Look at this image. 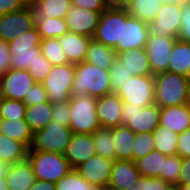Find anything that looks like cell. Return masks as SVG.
I'll return each instance as SVG.
<instances>
[{
    "label": "cell",
    "instance_id": "cell-1",
    "mask_svg": "<svg viewBox=\"0 0 190 190\" xmlns=\"http://www.w3.org/2000/svg\"><path fill=\"white\" fill-rule=\"evenodd\" d=\"M108 93H111L109 70L98 68L85 60L74 64L71 97L89 95L97 98Z\"/></svg>",
    "mask_w": 190,
    "mask_h": 190
},
{
    "label": "cell",
    "instance_id": "cell-2",
    "mask_svg": "<svg viewBox=\"0 0 190 190\" xmlns=\"http://www.w3.org/2000/svg\"><path fill=\"white\" fill-rule=\"evenodd\" d=\"M188 77L165 71L154 75V103L159 107L188 103Z\"/></svg>",
    "mask_w": 190,
    "mask_h": 190
},
{
    "label": "cell",
    "instance_id": "cell-3",
    "mask_svg": "<svg viewBox=\"0 0 190 190\" xmlns=\"http://www.w3.org/2000/svg\"><path fill=\"white\" fill-rule=\"evenodd\" d=\"M69 128L72 133L92 134L100 127L96 114V98L83 95L68 100Z\"/></svg>",
    "mask_w": 190,
    "mask_h": 190
},
{
    "label": "cell",
    "instance_id": "cell-4",
    "mask_svg": "<svg viewBox=\"0 0 190 190\" xmlns=\"http://www.w3.org/2000/svg\"><path fill=\"white\" fill-rule=\"evenodd\" d=\"M35 179L56 183L70 170L68 161L61 153L28 150L27 157Z\"/></svg>",
    "mask_w": 190,
    "mask_h": 190
},
{
    "label": "cell",
    "instance_id": "cell-5",
    "mask_svg": "<svg viewBox=\"0 0 190 190\" xmlns=\"http://www.w3.org/2000/svg\"><path fill=\"white\" fill-rule=\"evenodd\" d=\"M74 79V64L53 65L41 83L52 103L66 102L71 98V87Z\"/></svg>",
    "mask_w": 190,
    "mask_h": 190
},
{
    "label": "cell",
    "instance_id": "cell-6",
    "mask_svg": "<svg viewBox=\"0 0 190 190\" xmlns=\"http://www.w3.org/2000/svg\"><path fill=\"white\" fill-rule=\"evenodd\" d=\"M160 107L155 103L141 107L132 103H122L121 122L136 133H152L159 125Z\"/></svg>",
    "mask_w": 190,
    "mask_h": 190
},
{
    "label": "cell",
    "instance_id": "cell-7",
    "mask_svg": "<svg viewBox=\"0 0 190 190\" xmlns=\"http://www.w3.org/2000/svg\"><path fill=\"white\" fill-rule=\"evenodd\" d=\"M72 136L69 127L50 121L43 129L35 132L28 150L64 154Z\"/></svg>",
    "mask_w": 190,
    "mask_h": 190
},
{
    "label": "cell",
    "instance_id": "cell-8",
    "mask_svg": "<svg viewBox=\"0 0 190 190\" xmlns=\"http://www.w3.org/2000/svg\"><path fill=\"white\" fill-rule=\"evenodd\" d=\"M123 103L142 108L154 103V76H132L116 92Z\"/></svg>",
    "mask_w": 190,
    "mask_h": 190
},
{
    "label": "cell",
    "instance_id": "cell-9",
    "mask_svg": "<svg viewBox=\"0 0 190 190\" xmlns=\"http://www.w3.org/2000/svg\"><path fill=\"white\" fill-rule=\"evenodd\" d=\"M149 36L148 25L128 15L121 6V44L113 48L116 52H123L135 48H145Z\"/></svg>",
    "mask_w": 190,
    "mask_h": 190
},
{
    "label": "cell",
    "instance_id": "cell-10",
    "mask_svg": "<svg viewBox=\"0 0 190 190\" xmlns=\"http://www.w3.org/2000/svg\"><path fill=\"white\" fill-rule=\"evenodd\" d=\"M93 39L110 48L121 44V6H108L101 12Z\"/></svg>",
    "mask_w": 190,
    "mask_h": 190
},
{
    "label": "cell",
    "instance_id": "cell-11",
    "mask_svg": "<svg viewBox=\"0 0 190 190\" xmlns=\"http://www.w3.org/2000/svg\"><path fill=\"white\" fill-rule=\"evenodd\" d=\"M181 12V6L163 2L156 17L147 24L149 35L177 38L181 28Z\"/></svg>",
    "mask_w": 190,
    "mask_h": 190
},
{
    "label": "cell",
    "instance_id": "cell-12",
    "mask_svg": "<svg viewBox=\"0 0 190 190\" xmlns=\"http://www.w3.org/2000/svg\"><path fill=\"white\" fill-rule=\"evenodd\" d=\"M175 37H158L149 35L145 44V51L153 76L168 71L169 57Z\"/></svg>",
    "mask_w": 190,
    "mask_h": 190
},
{
    "label": "cell",
    "instance_id": "cell-13",
    "mask_svg": "<svg viewBox=\"0 0 190 190\" xmlns=\"http://www.w3.org/2000/svg\"><path fill=\"white\" fill-rule=\"evenodd\" d=\"M35 27L28 7L0 15V39L6 43Z\"/></svg>",
    "mask_w": 190,
    "mask_h": 190
},
{
    "label": "cell",
    "instance_id": "cell-14",
    "mask_svg": "<svg viewBox=\"0 0 190 190\" xmlns=\"http://www.w3.org/2000/svg\"><path fill=\"white\" fill-rule=\"evenodd\" d=\"M34 83L28 70L11 68L1 75L0 94L8 99L23 101Z\"/></svg>",
    "mask_w": 190,
    "mask_h": 190
},
{
    "label": "cell",
    "instance_id": "cell-15",
    "mask_svg": "<svg viewBox=\"0 0 190 190\" xmlns=\"http://www.w3.org/2000/svg\"><path fill=\"white\" fill-rule=\"evenodd\" d=\"M113 160L94 155L75 168L88 183L97 188H107Z\"/></svg>",
    "mask_w": 190,
    "mask_h": 190
},
{
    "label": "cell",
    "instance_id": "cell-16",
    "mask_svg": "<svg viewBox=\"0 0 190 190\" xmlns=\"http://www.w3.org/2000/svg\"><path fill=\"white\" fill-rule=\"evenodd\" d=\"M100 14L97 11L71 5L65 16L68 32L93 38Z\"/></svg>",
    "mask_w": 190,
    "mask_h": 190
},
{
    "label": "cell",
    "instance_id": "cell-17",
    "mask_svg": "<svg viewBox=\"0 0 190 190\" xmlns=\"http://www.w3.org/2000/svg\"><path fill=\"white\" fill-rule=\"evenodd\" d=\"M63 155L71 169H75L81 163L96 155L92 134L72 133Z\"/></svg>",
    "mask_w": 190,
    "mask_h": 190
},
{
    "label": "cell",
    "instance_id": "cell-18",
    "mask_svg": "<svg viewBox=\"0 0 190 190\" xmlns=\"http://www.w3.org/2000/svg\"><path fill=\"white\" fill-rule=\"evenodd\" d=\"M122 103L115 92L96 98V114L100 126L114 128L122 125Z\"/></svg>",
    "mask_w": 190,
    "mask_h": 190
},
{
    "label": "cell",
    "instance_id": "cell-19",
    "mask_svg": "<svg viewBox=\"0 0 190 190\" xmlns=\"http://www.w3.org/2000/svg\"><path fill=\"white\" fill-rule=\"evenodd\" d=\"M140 176L132 160H114L107 189L124 190L135 185Z\"/></svg>",
    "mask_w": 190,
    "mask_h": 190
},
{
    "label": "cell",
    "instance_id": "cell-20",
    "mask_svg": "<svg viewBox=\"0 0 190 190\" xmlns=\"http://www.w3.org/2000/svg\"><path fill=\"white\" fill-rule=\"evenodd\" d=\"M159 125L167 127L176 134L190 128V104L160 107Z\"/></svg>",
    "mask_w": 190,
    "mask_h": 190
},
{
    "label": "cell",
    "instance_id": "cell-21",
    "mask_svg": "<svg viewBox=\"0 0 190 190\" xmlns=\"http://www.w3.org/2000/svg\"><path fill=\"white\" fill-rule=\"evenodd\" d=\"M91 39V37L71 32H66L64 35L58 37V42L66 55L68 63L77 64L85 60Z\"/></svg>",
    "mask_w": 190,
    "mask_h": 190
},
{
    "label": "cell",
    "instance_id": "cell-22",
    "mask_svg": "<svg viewBox=\"0 0 190 190\" xmlns=\"http://www.w3.org/2000/svg\"><path fill=\"white\" fill-rule=\"evenodd\" d=\"M70 6V0H37L28 8L36 25L48 18H65Z\"/></svg>",
    "mask_w": 190,
    "mask_h": 190
},
{
    "label": "cell",
    "instance_id": "cell-23",
    "mask_svg": "<svg viewBox=\"0 0 190 190\" xmlns=\"http://www.w3.org/2000/svg\"><path fill=\"white\" fill-rule=\"evenodd\" d=\"M5 177L8 190H28L36 180L27 158L9 165Z\"/></svg>",
    "mask_w": 190,
    "mask_h": 190
},
{
    "label": "cell",
    "instance_id": "cell-24",
    "mask_svg": "<svg viewBox=\"0 0 190 190\" xmlns=\"http://www.w3.org/2000/svg\"><path fill=\"white\" fill-rule=\"evenodd\" d=\"M116 57L134 76H153L145 48L118 52Z\"/></svg>",
    "mask_w": 190,
    "mask_h": 190
},
{
    "label": "cell",
    "instance_id": "cell-25",
    "mask_svg": "<svg viewBox=\"0 0 190 190\" xmlns=\"http://www.w3.org/2000/svg\"><path fill=\"white\" fill-rule=\"evenodd\" d=\"M168 71L185 77L190 76V44L179 39L173 44Z\"/></svg>",
    "mask_w": 190,
    "mask_h": 190
},
{
    "label": "cell",
    "instance_id": "cell-26",
    "mask_svg": "<svg viewBox=\"0 0 190 190\" xmlns=\"http://www.w3.org/2000/svg\"><path fill=\"white\" fill-rule=\"evenodd\" d=\"M110 129L115 160H131L135 133L124 125Z\"/></svg>",
    "mask_w": 190,
    "mask_h": 190
},
{
    "label": "cell",
    "instance_id": "cell-27",
    "mask_svg": "<svg viewBox=\"0 0 190 190\" xmlns=\"http://www.w3.org/2000/svg\"><path fill=\"white\" fill-rule=\"evenodd\" d=\"M162 4L161 0H128L122 7L129 16L148 24L156 17Z\"/></svg>",
    "mask_w": 190,
    "mask_h": 190
},
{
    "label": "cell",
    "instance_id": "cell-28",
    "mask_svg": "<svg viewBox=\"0 0 190 190\" xmlns=\"http://www.w3.org/2000/svg\"><path fill=\"white\" fill-rule=\"evenodd\" d=\"M116 58L113 48L107 47L93 38L89 42L85 55V61L97 66L98 68L109 70L112 62Z\"/></svg>",
    "mask_w": 190,
    "mask_h": 190
},
{
    "label": "cell",
    "instance_id": "cell-29",
    "mask_svg": "<svg viewBox=\"0 0 190 190\" xmlns=\"http://www.w3.org/2000/svg\"><path fill=\"white\" fill-rule=\"evenodd\" d=\"M51 110L52 104L49 101L26 106L24 120L33 134L51 121Z\"/></svg>",
    "mask_w": 190,
    "mask_h": 190
},
{
    "label": "cell",
    "instance_id": "cell-30",
    "mask_svg": "<svg viewBox=\"0 0 190 190\" xmlns=\"http://www.w3.org/2000/svg\"><path fill=\"white\" fill-rule=\"evenodd\" d=\"M0 134L23 143L28 149L31 146L33 133L24 119L7 120L0 118Z\"/></svg>",
    "mask_w": 190,
    "mask_h": 190
},
{
    "label": "cell",
    "instance_id": "cell-31",
    "mask_svg": "<svg viewBox=\"0 0 190 190\" xmlns=\"http://www.w3.org/2000/svg\"><path fill=\"white\" fill-rule=\"evenodd\" d=\"M28 148L21 142L0 134V159L8 165L21 162L27 157Z\"/></svg>",
    "mask_w": 190,
    "mask_h": 190
},
{
    "label": "cell",
    "instance_id": "cell-32",
    "mask_svg": "<svg viewBox=\"0 0 190 190\" xmlns=\"http://www.w3.org/2000/svg\"><path fill=\"white\" fill-rule=\"evenodd\" d=\"M165 158L166 155L157 150H152L144 157L135 161L136 169L141 176L158 178Z\"/></svg>",
    "mask_w": 190,
    "mask_h": 190
},
{
    "label": "cell",
    "instance_id": "cell-33",
    "mask_svg": "<svg viewBox=\"0 0 190 190\" xmlns=\"http://www.w3.org/2000/svg\"><path fill=\"white\" fill-rule=\"evenodd\" d=\"M152 134L155 150L166 156L176 155L178 134L161 125H158Z\"/></svg>",
    "mask_w": 190,
    "mask_h": 190
},
{
    "label": "cell",
    "instance_id": "cell-34",
    "mask_svg": "<svg viewBox=\"0 0 190 190\" xmlns=\"http://www.w3.org/2000/svg\"><path fill=\"white\" fill-rule=\"evenodd\" d=\"M40 41V35L36 27H34L8 42L7 47L9 53L35 52V47L39 46Z\"/></svg>",
    "mask_w": 190,
    "mask_h": 190
},
{
    "label": "cell",
    "instance_id": "cell-35",
    "mask_svg": "<svg viewBox=\"0 0 190 190\" xmlns=\"http://www.w3.org/2000/svg\"><path fill=\"white\" fill-rule=\"evenodd\" d=\"M94 139V146L96 155L110 160H115L114 148L112 145L111 129L108 127L100 126L92 133Z\"/></svg>",
    "mask_w": 190,
    "mask_h": 190
},
{
    "label": "cell",
    "instance_id": "cell-36",
    "mask_svg": "<svg viewBox=\"0 0 190 190\" xmlns=\"http://www.w3.org/2000/svg\"><path fill=\"white\" fill-rule=\"evenodd\" d=\"M41 54L51 63V65H63L68 63L66 55L61 49L58 38L41 39L40 44Z\"/></svg>",
    "mask_w": 190,
    "mask_h": 190
},
{
    "label": "cell",
    "instance_id": "cell-37",
    "mask_svg": "<svg viewBox=\"0 0 190 190\" xmlns=\"http://www.w3.org/2000/svg\"><path fill=\"white\" fill-rule=\"evenodd\" d=\"M40 38H58L68 32L65 18H48L35 25Z\"/></svg>",
    "mask_w": 190,
    "mask_h": 190
},
{
    "label": "cell",
    "instance_id": "cell-38",
    "mask_svg": "<svg viewBox=\"0 0 190 190\" xmlns=\"http://www.w3.org/2000/svg\"><path fill=\"white\" fill-rule=\"evenodd\" d=\"M56 190H97L98 188L83 179L75 169H71L66 175L55 183Z\"/></svg>",
    "mask_w": 190,
    "mask_h": 190
},
{
    "label": "cell",
    "instance_id": "cell-39",
    "mask_svg": "<svg viewBox=\"0 0 190 190\" xmlns=\"http://www.w3.org/2000/svg\"><path fill=\"white\" fill-rule=\"evenodd\" d=\"M26 105L22 100H13L3 97L0 103V118L20 120L25 118Z\"/></svg>",
    "mask_w": 190,
    "mask_h": 190
},
{
    "label": "cell",
    "instance_id": "cell-40",
    "mask_svg": "<svg viewBox=\"0 0 190 190\" xmlns=\"http://www.w3.org/2000/svg\"><path fill=\"white\" fill-rule=\"evenodd\" d=\"M154 149V137L150 132L136 133L133 141L131 160H136L144 157Z\"/></svg>",
    "mask_w": 190,
    "mask_h": 190
},
{
    "label": "cell",
    "instance_id": "cell-41",
    "mask_svg": "<svg viewBox=\"0 0 190 190\" xmlns=\"http://www.w3.org/2000/svg\"><path fill=\"white\" fill-rule=\"evenodd\" d=\"M180 168V156L177 154L166 156L165 161H163L162 171H160L158 178L174 186L177 183Z\"/></svg>",
    "mask_w": 190,
    "mask_h": 190
},
{
    "label": "cell",
    "instance_id": "cell-42",
    "mask_svg": "<svg viewBox=\"0 0 190 190\" xmlns=\"http://www.w3.org/2000/svg\"><path fill=\"white\" fill-rule=\"evenodd\" d=\"M111 92H117L120 87L132 77V73L124 66V63L117 57L109 68Z\"/></svg>",
    "mask_w": 190,
    "mask_h": 190
},
{
    "label": "cell",
    "instance_id": "cell-43",
    "mask_svg": "<svg viewBox=\"0 0 190 190\" xmlns=\"http://www.w3.org/2000/svg\"><path fill=\"white\" fill-rule=\"evenodd\" d=\"M51 68V63L41 53L37 54L31 66H27V70L35 83H42Z\"/></svg>",
    "mask_w": 190,
    "mask_h": 190
},
{
    "label": "cell",
    "instance_id": "cell-44",
    "mask_svg": "<svg viewBox=\"0 0 190 190\" xmlns=\"http://www.w3.org/2000/svg\"><path fill=\"white\" fill-rule=\"evenodd\" d=\"M40 47H35V52L10 53V65L12 69L27 70V66H31L37 54H40Z\"/></svg>",
    "mask_w": 190,
    "mask_h": 190
},
{
    "label": "cell",
    "instance_id": "cell-45",
    "mask_svg": "<svg viewBox=\"0 0 190 190\" xmlns=\"http://www.w3.org/2000/svg\"><path fill=\"white\" fill-rule=\"evenodd\" d=\"M51 120L57 122L59 125L69 126L70 116L68 101L52 103Z\"/></svg>",
    "mask_w": 190,
    "mask_h": 190
},
{
    "label": "cell",
    "instance_id": "cell-46",
    "mask_svg": "<svg viewBox=\"0 0 190 190\" xmlns=\"http://www.w3.org/2000/svg\"><path fill=\"white\" fill-rule=\"evenodd\" d=\"M46 101H48L47 93L41 83H34L27 91V94L23 100L26 106H32L34 104Z\"/></svg>",
    "mask_w": 190,
    "mask_h": 190
},
{
    "label": "cell",
    "instance_id": "cell-47",
    "mask_svg": "<svg viewBox=\"0 0 190 190\" xmlns=\"http://www.w3.org/2000/svg\"><path fill=\"white\" fill-rule=\"evenodd\" d=\"M137 186L141 187V190H167L171 185L159 178H150L145 176H140Z\"/></svg>",
    "mask_w": 190,
    "mask_h": 190
},
{
    "label": "cell",
    "instance_id": "cell-48",
    "mask_svg": "<svg viewBox=\"0 0 190 190\" xmlns=\"http://www.w3.org/2000/svg\"><path fill=\"white\" fill-rule=\"evenodd\" d=\"M181 28L177 39L190 44V5L182 7Z\"/></svg>",
    "mask_w": 190,
    "mask_h": 190
},
{
    "label": "cell",
    "instance_id": "cell-49",
    "mask_svg": "<svg viewBox=\"0 0 190 190\" xmlns=\"http://www.w3.org/2000/svg\"><path fill=\"white\" fill-rule=\"evenodd\" d=\"M70 1L71 5L74 7L89 9L92 11H97L99 13L103 12L109 6L107 0H70Z\"/></svg>",
    "mask_w": 190,
    "mask_h": 190
},
{
    "label": "cell",
    "instance_id": "cell-50",
    "mask_svg": "<svg viewBox=\"0 0 190 190\" xmlns=\"http://www.w3.org/2000/svg\"><path fill=\"white\" fill-rule=\"evenodd\" d=\"M176 154L181 158L190 157V128L178 134Z\"/></svg>",
    "mask_w": 190,
    "mask_h": 190
},
{
    "label": "cell",
    "instance_id": "cell-51",
    "mask_svg": "<svg viewBox=\"0 0 190 190\" xmlns=\"http://www.w3.org/2000/svg\"><path fill=\"white\" fill-rule=\"evenodd\" d=\"M11 55L9 53L7 43L0 39V74H5L9 69Z\"/></svg>",
    "mask_w": 190,
    "mask_h": 190
},
{
    "label": "cell",
    "instance_id": "cell-52",
    "mask_svg": "<svg viewBox=\"0 0 190 190\" xmlns=\"http://www.w3.org/2000/svg\"><path fill=\"white\" fill-rule=\"evenodd\" d=\"M190 184V157L181 158V168L175 185Z\"/></svg>",
    "mask_w": 190,
    "mask_h": 190
},
{
    "label": "cell",
    "instance_id": "cell-53",
    "mask_svg": "<svg viewBox=\"0 0 190 190\" xmlns=\"http://www.w3.org/2000/svg\"><path fill=\"white\" fill-rule=\"evenodd\" d=\"M21 8H24V6L19 0H0V15L11 13Z\"/></svg>",
    "mask_w": 190,
    "mask_h": 190
},
{
    "label": "cell",
    "instance_id": "cell-54",
    "mask_svg": "<svg viewBox=\"0 0 190 190\" xmlns=\"http://www.w3.org/2000/svg\"><path fill=\"white\" fill-rule=\"evenodd\" d=\"M28 190H56V189H55V183L36 179Z\"/></svg>",
    "mask_w": 190,
    "mask_h": 190
},
{
    "label": "cell",
    "instance_id": "cell-55",
    "mask_svg": "<svg viewBox=\"0 0 190 190\" xmlns=\"http://www.w3.org/2000/svg\"><path fill=\"white\" fill-rule=\"evenodd\" d=\"M162 2H168V3H172L174 5H178V6H186L189 4L190 0H161Z\"/></svg>",
    "mask_w": 190,
    "mask_h": 190
},
{
    "label": "cell",
    "instance_id": "cell-56",
    "mask_svg": "<svg viewBox=\"0 0 190 190\" xmlns=\"http://www.w3.org/2000/svg\"><path fill=\"white\" fill-rule=\"evenodd\" d=\"M9 165L0 159V177L6 176Z\"/></svg>",
    "mask_w": 190,
    "mask_h": 190
},
{
    "label": "cell",
    "instance_id": "cell-57",
    "mask_svg": "<svg viewBox=\"0 0 190 190\" xmlns=\"http://www.w3.org/2000/svg\"><path fill=\"white\" fill-rule=\"evenodd\" d=\"M109 6H122L124 5L128 0H107Z\"/></svg>",
    "mask_w": 190,
    "mask_h": 190
},
{
    "label": "cell",
    "instance_id": "cell-58",
    "mask_svg": "<svg viewBox=\"0 0 190 190\" xmlns=\"http://www.w3.org/2000/svg\"><path fill=\"white\" fill-rule=\"evenodd\" d=\"M0 190H8V186L6 184V177H0Z\"/></svg>",
    "mask_w": 190,
    "mask_h": 190
},
{
    "label": "cell",
    "instance_id": "cell-59",
    "mask_svg": "<svg viewBox=\"0 0 190 190\" xmlns=\"http://www.w3.org/2000/svg\"><path fill=\"white\" fill-rule=\"evenodd\" d=\"M19 2L24 6V7H29L30 5H33L36 3V0H19Z\"/></svg>",
    "mask_w": 190,
    "mask_h": 190
},
{
    "label": "cell",
    "instance_id": "cell-60",
    "mask_svg": "<svg viewBox=\"0 0 190 190\" xmlns=\"http://www.w3.org/2000/svg\"><path fill=\"white\" fill-rule=\"evenodd\" d=\"M177 190H190V184L187 185H174Z\"/></svg>",
    "mask_w": 190,
    "mask_h": 190
},
{
    "label": "cell",
    "instance_id": "cell-61",
    "mask_svg": "<svg viewBox=\"0 0 190 190\" xmlns=\"http://www.w3.org/2000/svg\"><path fill=\"white\" fill-rule=\"evenodd\" d=\"M124 190H141V187L140 186H137L136 184L135 185H132L130 187H127L126 189Z\"/></svg>",
    "mask_w": 190,
    "mask_h": 190
},
{
    "label": "cell",
    "instance_id": "cell-62",
    "mask_svg": "<svg viewBox=\"0 0 190 190\" xmlns=\"http://www.w3.org/2000/svg\"><path fill=\"white\" fill-rule=\"evenodd\" d=\"M187 92H188V103L190 104V76L188 77V88H187Z\"/></svg>",
    "mask_w": 190,
    "mask_h": 190
},
{
    "label": "cell",
    "instance_id": "cell-63",
    "mask_svg": "<svg viewBox=\"0 0 190 190\" xmlns=\"http://www.w3.org/2000/svg\"><path fill=\"white\" fill-rule=\"evenodd\" d=\"M167 190H177L176 186L171 185Z\"/></svg>",
    "mask_w": 190,
    "mask_h": 190
},
{
    "label": "cell",
    "instance_id": "cell-64",
    "mask_svg": "<svg viewBox=\"0 0 190 190\" xmlns=\"http://www.w3.org/2000/svg\"><path fill=\"white\" fill-rule=\"evenodd\" d=\"M97 190H108L107 188H98Z\"/></svg>",
    "mask_w": 190,
    "mask_h": 190
}]
</instances>
